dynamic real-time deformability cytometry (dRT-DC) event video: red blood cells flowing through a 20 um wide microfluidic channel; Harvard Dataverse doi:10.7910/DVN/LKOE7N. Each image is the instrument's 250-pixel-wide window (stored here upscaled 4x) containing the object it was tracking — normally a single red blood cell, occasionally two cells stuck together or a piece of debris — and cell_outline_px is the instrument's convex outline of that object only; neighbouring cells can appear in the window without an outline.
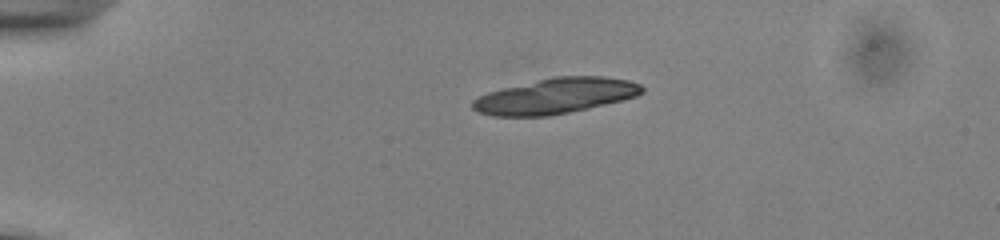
{"species": "common noctule bat (a hibernating species)", "species_latin": "Nyctalus noctula", "temperature_condition": "cold", "stored_images_in_passage": 18, "segment_of_instrument_passage": [1, 2], "camera_frame_rate_fps": 3000, "um_per_image_px": 0.085, "animal": {"sex": "male", "body_mass_g": 13.0, "forearm_length_mm": 53.1}, "frame": {"image": 1, "passage_image": 1, "time_ms": 0.0, "image_size_px": [1000, 240], "cell_outline_px": [[644, 92], [636, 96], [588, 108], [548, 116], [492, 116], [480, 112], [472, 108], [472, 100], [488, 92], [552, 76], [604, 76], [628, 80], [640, 84], [644, 88]], "centroid_in_image_um": [47.22, 8.15], "position_along_channel_um": 37.8, "area_um2": 34.74}}